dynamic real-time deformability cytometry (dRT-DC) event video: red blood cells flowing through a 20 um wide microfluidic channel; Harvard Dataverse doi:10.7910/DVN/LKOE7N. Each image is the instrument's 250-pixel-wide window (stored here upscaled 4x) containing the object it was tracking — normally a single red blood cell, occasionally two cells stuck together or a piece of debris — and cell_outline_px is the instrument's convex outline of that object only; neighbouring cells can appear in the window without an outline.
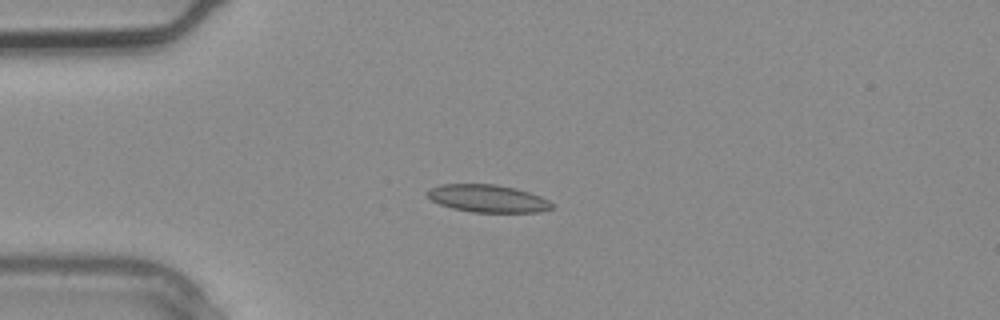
{"species": "common noctule bat (a hibernating species)", "species_latin": "Nyctalus noctula", "temperature_condition": "warm", "stored_images_in_passage": 2, "camera_frame_rate_fps": 3000, "um_per_image_px": 0.085, "animal": {"sex": "male", "body_mass_g": 20.4}, "frame": {"image": 1, "passage_image": 2, "time_ms": 0.333, "image_size_px": [1000, 320], "cell_outline_px": [[552, 208], [540, 212], [472, 212], [452, 208], [440, 204], [432, 200], [424, 192], [428, 188], [440, 184], [496, 184], [516, 188], [540, 196], [548, 200], [552, 204]], "centroid_in_image_um": [41.41, 16.86], "position_along_channel_um": 43.6, "area_um2": 20.06}}